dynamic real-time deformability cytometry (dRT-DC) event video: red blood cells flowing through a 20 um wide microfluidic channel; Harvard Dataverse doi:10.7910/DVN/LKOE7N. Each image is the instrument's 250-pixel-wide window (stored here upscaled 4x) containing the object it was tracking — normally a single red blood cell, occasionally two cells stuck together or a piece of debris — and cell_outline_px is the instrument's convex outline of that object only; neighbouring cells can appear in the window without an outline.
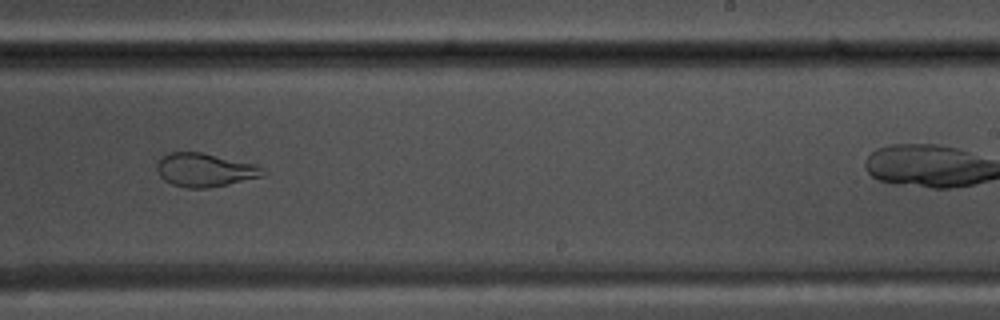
{"species": "common noctule bat (a hibernating species)", "species_latin": "Nyctalus noctula", "temperature_condition": "warm", "stored_images_in_passage": 37, "camera_frame_rate_fps": 3000, "um_per_image_px": 0.085, "animal": {"sex": "male", "body_mass_g": 17.5, "forearm_length_mm": 52.3}, "frame": {"image": 1, "passage_image": 27, "time_ms": 8.667, "image_size_px": [1000, 320], "cell_outline_px": [[268, 172], [264, 176], [228, 184], [208, 188], [188, 188], [172, 184], [164, 180], [160, 176], [156, 168], [156, 164], [160, 156], [168, 152], [200, 152], [256, 164], [264, 168]], "centroid_in_image_um": [17.41, 14.44], "position_along_channel_um": 271.6, "area_um2": 20.92}}
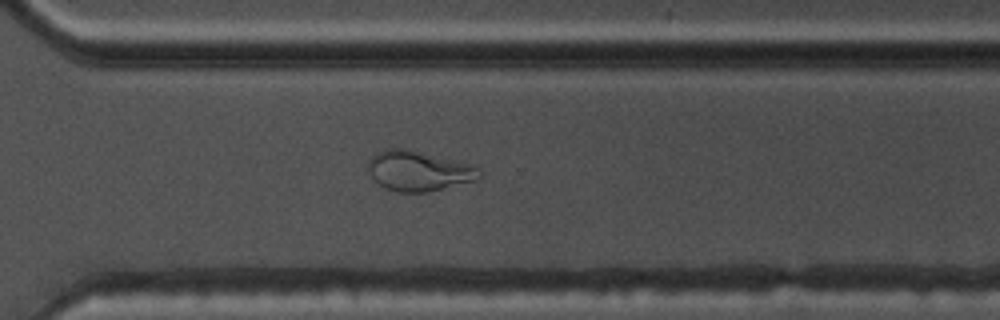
{"frame": {"image": 2, "passage_image": 32, "time_ms": 10.333, "image_size_px": [1000, 320], "cell_outline_px": [[480, 180], [428, 192], [396, 192], [384, 188], [372, 176], [368, 168], [368, 160], [376, 152], [384, 148], [404, 148], [472, 164], [476, 168], [480, 176]], "centroid_in_image_um": [35.58, 14.53], "position_along_channel_um": 335.0, "area_um2": 26.01}}